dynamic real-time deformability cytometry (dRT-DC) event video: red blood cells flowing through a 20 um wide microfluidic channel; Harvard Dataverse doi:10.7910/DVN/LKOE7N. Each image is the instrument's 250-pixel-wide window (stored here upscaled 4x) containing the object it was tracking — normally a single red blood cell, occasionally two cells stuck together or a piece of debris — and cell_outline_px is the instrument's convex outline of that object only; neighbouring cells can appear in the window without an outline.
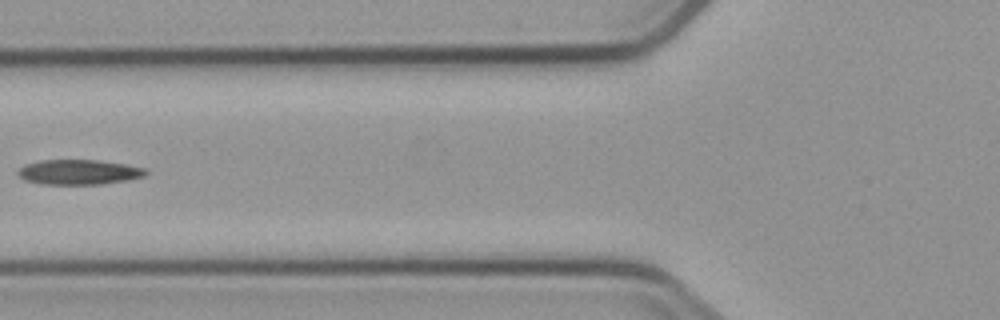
{"species": "common noctule bat (a hibernating species)", "species_latin": "Nyctalus noctula", "temperature_condition": "cold", "stored_images_in_passage": 8, "camera_frame_rate_fps": 3000, "um_per_image_px": 0.085, "animal": {"sex": "male", "body_mass_g": 23.1, "forearm_length_mm": 52.7}, "frame": {"image": 1, "passage_image": 6, "time_ms": 7.0, "image_size_px": [1000, 320], "cell_outline_px": [[148, 172], [144, 176], [128, 180], [100, 184], [40, 184], [24, 180], [16, 172], [24, 164], [40, 160], [96, 160], [124, 164], [144, 168]], "centroid_in_image_um": [6.66, 14.63], "position_along_channel_um": 119.1, "area_um2": 18.55}}
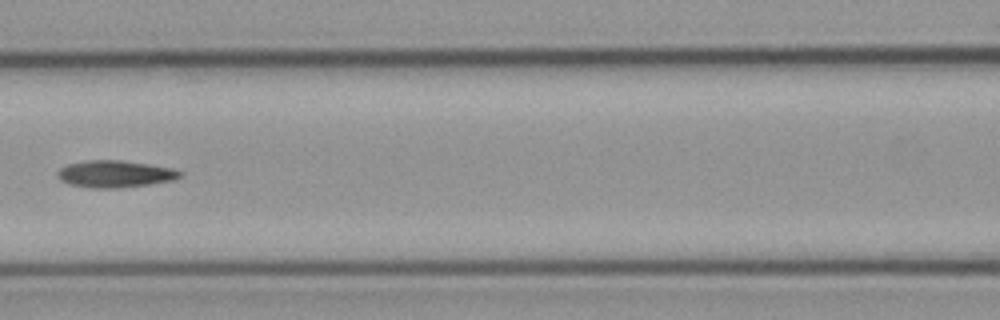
{"frame": {"image": 2, "passage_image": 7, "time_ms": 8.0, "image_size_px": [1000, 320], "cell_outline_px": [[180, 176], [172, 180], [148, 184], [120, 188], [92, 188], [68, 184], [60, 180], [56, 172], [60, 168], [68, 164], [88, 160], [120, 160], [148, 164], [172, 168], [180, 172]], "centroid_in_image_um": [9.71, 14.79], "position_along_channel_um": 156.9, "area_um2": 19.07}}
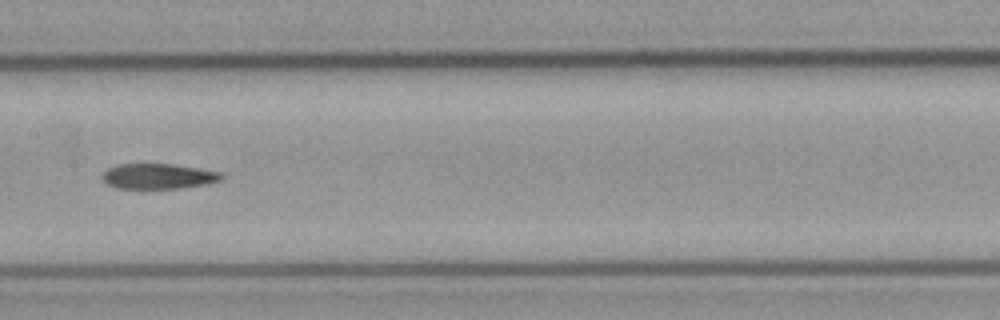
{"frame": {"image": 3, "passage_image": 8, "time_ms": 9.0, "image_size_px": [1000, 320], "cell_outline_px": [[224, 176], [220, 180], [204, 184], [180, 188], [116, 188], [108, 184], [100, 176], [108, 168], [120, 164], [172, 164], [220, 172]], "centroid_in_image_um": [13.42, 14.98], "position_along_channel_um": 194.0, "area_um2": 17.28}}